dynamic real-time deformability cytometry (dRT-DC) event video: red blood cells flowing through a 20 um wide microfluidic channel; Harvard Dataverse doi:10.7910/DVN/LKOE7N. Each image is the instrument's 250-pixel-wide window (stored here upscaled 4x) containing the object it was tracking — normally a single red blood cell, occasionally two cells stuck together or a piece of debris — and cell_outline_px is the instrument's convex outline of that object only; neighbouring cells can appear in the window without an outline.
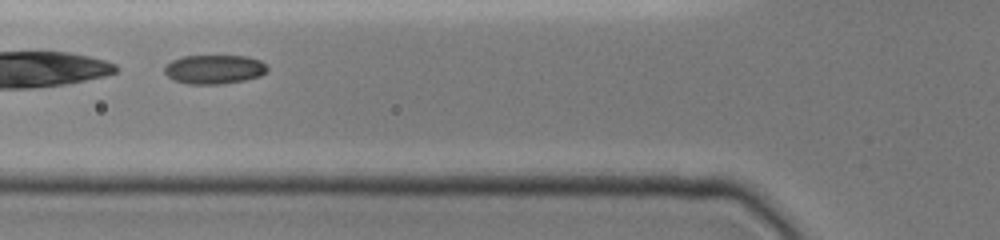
{"species": "common noctule bat (a hibernating species)", "species_latin": "Nyctalus noctula", "temperature_condition": "cold", "stored_images_in_passage": 9, "camera_frame_rate_fps": 3000, "um_per_image_px": 0.085, "animal": {"sex": "female", "body_mass_g": 19.0, "forearm_length_mm": 51.5}, "frame": {"image": 1, "passage_image": 4, "time_ms": 3.333, "image_size_px": [1000, 240], "cell_outline_px": [[268, 72], [260, 76], [244, 80], [220, 84], [188, 84], [172, 80], [164, 72], [164, 64], [172, 60], [184, 56], [248, 56], [260, 60], [268, 68]], "centroid_in_image_um": [18.19, 5.89], "position_along_channel_um": 107.6, "area_um2": 17.57}}
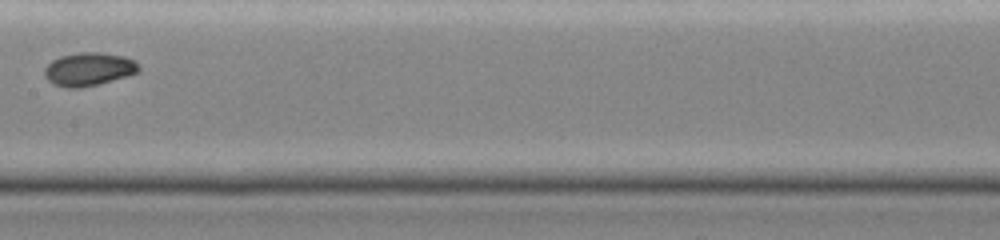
{"frame": {"image": 2, "passage_image": 6, "time_ms": 5.667, "image_size_px": [1000, 240], "cell_outline_px": [[140, 68], [136, 72], [128, 76], [96, 84], [76, 88], [68, 88], [56, 84], [48, 80], [44, 76], [44, 68], [52, 60], [60, 56], [80, 52], [100, 52], [124, 56], [136, 60], [140, 64]], "centroid_in_image_um": [7.56, 5.86], "position_along_channel_um": 199.8, "area_um2": 18.21}}
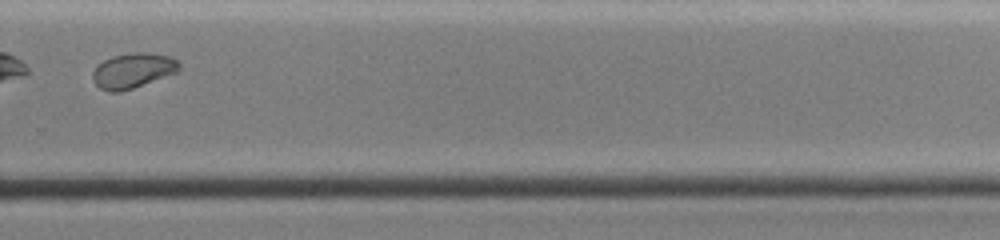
{"frame": {"image": 3, "passage_image": 9, "time_ms": 8.667, "image_size_px": [1000, 240], "cell_outline_px": [[180, 68], [176, 72], [132, 88], [120, 92], [108, 92], [100, 88], [92, 80], [92, 72], [104, 60], [112, 56], [136, 52], [144, 52], [172, 56], [180, 64]], "centroid_in_image_um": [11.28, 5.99], "position_along_channel_um": 318.5, "area_um2": 17.46}}